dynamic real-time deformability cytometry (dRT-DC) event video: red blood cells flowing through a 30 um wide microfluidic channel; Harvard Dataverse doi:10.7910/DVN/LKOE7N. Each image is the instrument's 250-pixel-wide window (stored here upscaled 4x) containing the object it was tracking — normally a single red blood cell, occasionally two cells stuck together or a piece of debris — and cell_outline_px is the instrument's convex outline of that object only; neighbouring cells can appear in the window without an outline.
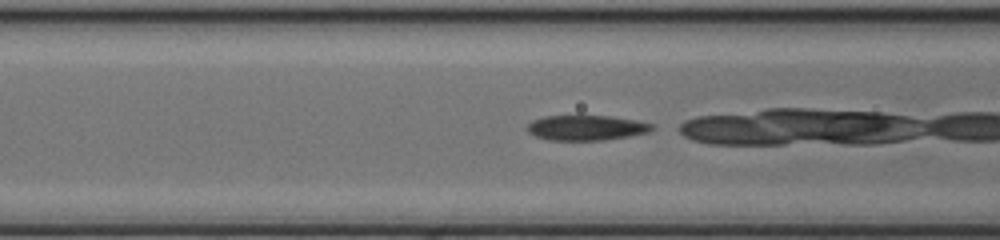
{"species": "common noctule bat (a hibernating species)", "species_latin": "Nyctalus noctula", "temperature_condition": "cold", "stored_images_in_passage": 30, "camera_frame_rate_fps": 3000, "um_per_image_px": 0.085, "animal": {"sex": "female", "body_mass_g": 17.0, "forearm_length_mm": 48.0}, "frame": {"image": 1, "passage_image": 9, "time_ms": 2.667, "image_size_px": [1000, 240], "cell_outline_px": [[656, 128], [648, 132], [628, 136], [604, 140], [548, 140], [536, 136], [528, 132], [528, 124], [532, 120], [544, 116], [608, 116], [636, 120], [656, 124]], "centroid_in_image_um": [49.87, 10.86], "position_along_channel_um": 116.7, "area_um2": 18.26}}
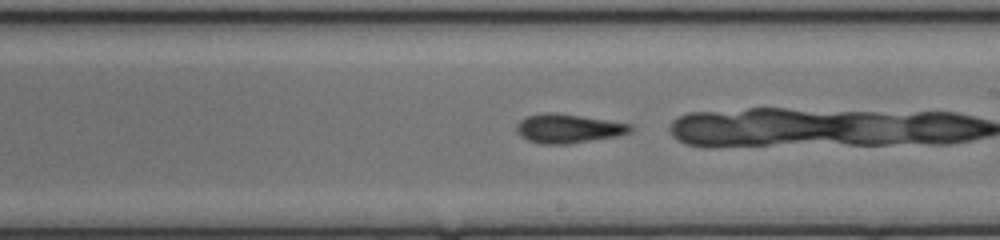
{"frame": {"image": 2, "passage_image": 18, "time_ms": 5.667, "image_size_px": [1000, 240], "cell_outline_px": [[632, 132], [616, 136], [568, 144], [540, 144], [528, 140], [520, 136], [516, 132], [516, 124], [520, 120], [528, 116], [544, 112], [552, 112], [580, 116], [632, 124]], "centroid_in_image_um": [48.27, 10.93], "position_along_channel_um": 240.7, "area_um2": 19.19}, "authors_computed_cell_mechanics": {"area_um2": 18.6694, "velocity_mm_per_s": 4.1424, "shape_relaxation_time_tau1_ms": 3.6167, "shape_relaxation_time_tau2_ms": 2.8258, "deformation_change_tau1": 0.1216, "deformation_change_tau2": 0.1008}}